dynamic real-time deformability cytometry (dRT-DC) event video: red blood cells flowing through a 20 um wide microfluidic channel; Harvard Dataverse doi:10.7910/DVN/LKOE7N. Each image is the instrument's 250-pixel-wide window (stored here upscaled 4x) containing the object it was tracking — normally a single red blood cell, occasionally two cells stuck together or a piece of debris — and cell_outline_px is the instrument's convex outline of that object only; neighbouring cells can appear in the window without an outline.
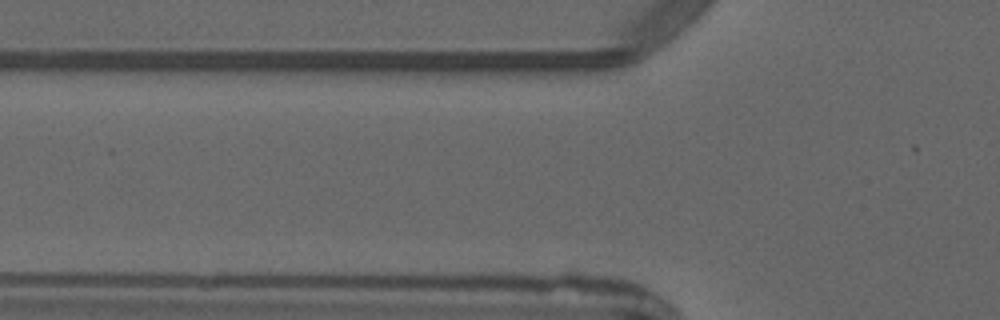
{"species": "common noctule bat (a hibernating species)", "species_latin": "Nyctalus noctula", "temperature_condition": "warm", "stored_images_in_passage": 3, "camera_frame_rate_fps": 3000, "um_per_image_px": 0.085, "animal": {"sex": "male", "forearm_length_mm": 52.5}, "frame": {"image": 1, "passage_image": 2, "time_ms": 1.0, "image_size_px": [1000, 320], "cell_outline_px": [[580, 232], [576, 236], [520, 240], [436, 236], [412, 232], [408, 228], [420, 220], [464, 216], [540, 220], [572, 228]], "centroid_in_image_um": [41.81, 19.41], "position_along_channel_um": 84.0, "area_um2": 21.21}}